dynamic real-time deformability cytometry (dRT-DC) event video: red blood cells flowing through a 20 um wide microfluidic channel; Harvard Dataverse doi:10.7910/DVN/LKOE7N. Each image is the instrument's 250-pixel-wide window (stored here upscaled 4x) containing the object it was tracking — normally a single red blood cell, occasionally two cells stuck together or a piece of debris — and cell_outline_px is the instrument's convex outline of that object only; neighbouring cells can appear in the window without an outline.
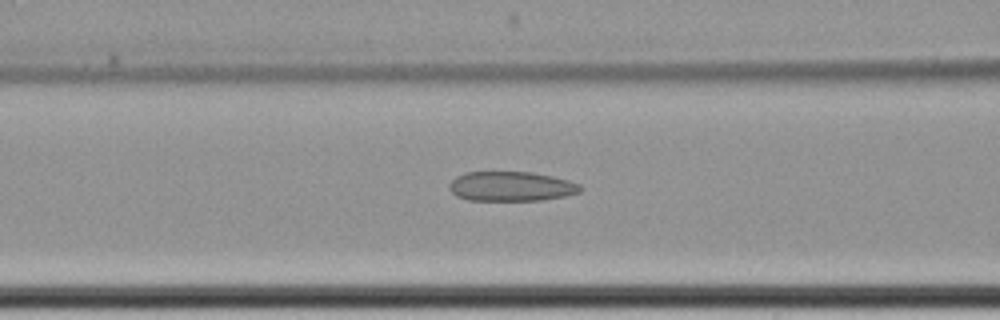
{"species": "common noctule bat (a hibernating species)", "species_latin": "Nyctalus noctula", "temperature_condition": "cold", "stored_images_in_passage": 6, "segment_of_instrument_passage": [2, 2], "camera_frame_rate_fps": 3000, "um_per_image_px": 0.085, "animal": {"sex": "female", "body_mass_g": 22.7, "forearm_length_mm": 54.2}, "frame": {"image": 1, "passage_image": 6, "time_ms": 6.0, "image_size_px": [1000, 320], "cell_outline_px": [[584, 188], [580, 192], [564, 196], [540, 200], [468, 200], [456, 196], [448, 188], [448, 184], [456, 176], [464, 172], [532, 172], [552, 176], [568, 180], [580, 184]], "centroid_in_image_um": [43.44, 15.83], "position_along_channel_um": 123.2, "area_um2": 22.72}}